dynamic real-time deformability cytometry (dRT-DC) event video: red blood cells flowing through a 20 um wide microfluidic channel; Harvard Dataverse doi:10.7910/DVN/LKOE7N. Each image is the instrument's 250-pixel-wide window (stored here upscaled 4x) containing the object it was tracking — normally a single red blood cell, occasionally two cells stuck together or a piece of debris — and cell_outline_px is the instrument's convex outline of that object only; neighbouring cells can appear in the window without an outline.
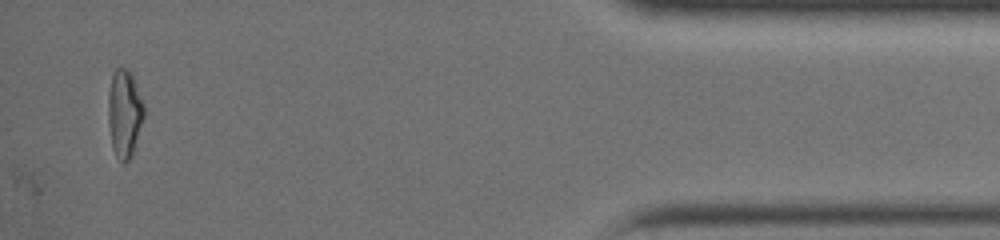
{"species": "common noctule bat (a hibernating species)", "species_latin": "Nyctalus noctula", "temperature_condition": "warm", "stored_images_in_passage": 32, "camera_frame_rate_fps": 3000, "um_per_image_px": 0.085, "animal": {"sex": "female", "body_mass_g": 19.0, "forearm_length_mm": 51.5}, "frame": {"image": 1, "passage_image": 32, "time_ms": 10.333, "image_size_px": [1000, 240], "cell_outline_px": [[144, 116], [132, 156], [124, 164], [116, 156], [112, 148], [108, 120], [108, 92], [112, 72], [116, 68], [128, 68], [132, 72], [144, 104]], "centroid_in_image_um": [10.57, 9.6], "position_along_channel_um": 424.6, "area_um2": 18.61}}